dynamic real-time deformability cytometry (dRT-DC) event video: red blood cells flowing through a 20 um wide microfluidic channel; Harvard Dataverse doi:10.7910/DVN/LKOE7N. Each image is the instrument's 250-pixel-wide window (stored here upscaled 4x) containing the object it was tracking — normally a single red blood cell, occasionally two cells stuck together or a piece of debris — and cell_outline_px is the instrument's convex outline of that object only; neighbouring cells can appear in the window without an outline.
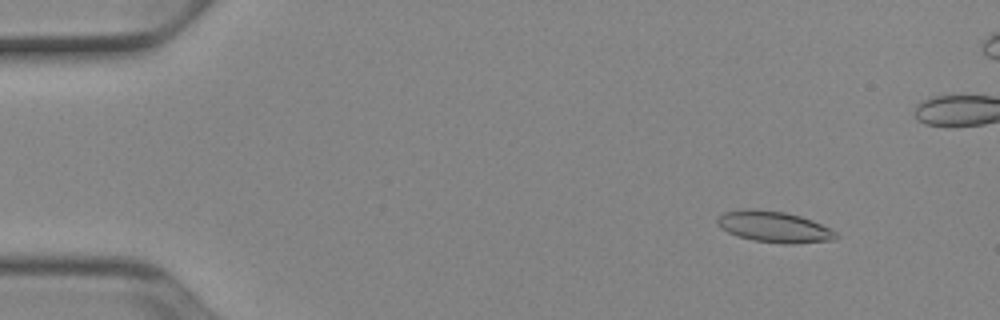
{"species": "Egyptian fruit bat (a non-hibernating species)", "species_latin": "Rousettus aegyptiacus", "temperature_condition": "cold", "stored_images_in_passage": 52, "camera_frame_rate_fps": 3000, "um_per_image_px": 0.085, "animal": {"sex": "female"}, "frame": {"image": 1, "passage_image": 5, "time_ms": 1.333, "image_size_px": [1000, 320], "cell_outline_px": [[840, 236], [836, 240], [792, 244], [784, 244], [752, 240], [736, 236], [720, 228], [716, 220], [724, 212], [744, 208], [784, 212], [800, 216], [812, 220], [836, 232]], "centroid_in_image_um": [65.8, 19.29], "position_along_channel_um": 19.2, "area_um2": 21.56}}
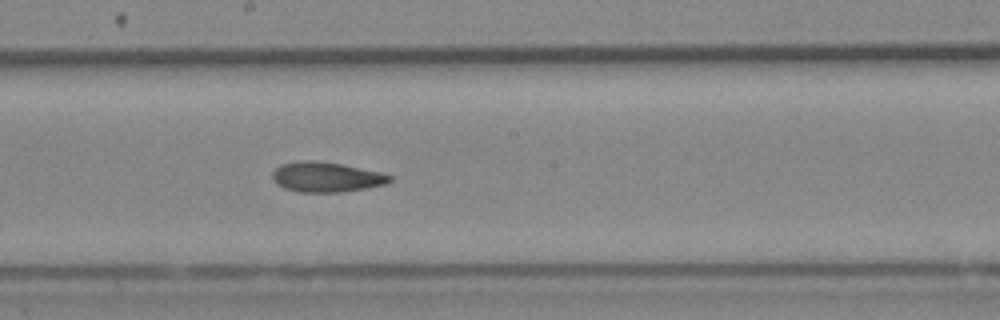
{"frame": {"image": 2, "passage_image": 28, "time_ms": 9.0, "image_size_px": [1000, 320], "cell_outline_px": [[392, 180], [388, 184], [340, 192], [296, 192], [284, 188], [276, 184], [272, 180], [272, 172], [280, 164], [296, 160], [312, 160], [340, 164], [380, 172], [392, 176]], "centroid_in_image_um": [27.68, 15.05], "position_along_channel_um": 220.5, "area_um2": 20.63}}
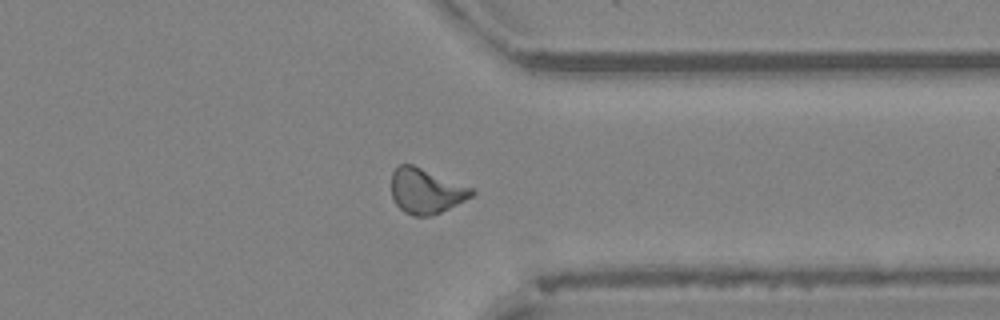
{"frame": {"image": 3, "passage_image": 40, "time_ms": 13.0, "image_size_px": [1000, 320], "cell_outline_px": [[476, 192], [472, 196], [432, 216], [412, 216], [404, 212], [396, 204], [392, 196], [392, 172], [400, 164], [412, 164], [472, 188]], "centroid_in_image_um": [36.18, 16.24], "position_along_channel_um": 375.2, "area_um2": 20.81}, "authors_computed_cell_mechanics": {"area_um2": 20.5768, "velocity_mm_per_s": 3.9204, "shape_relaxation_time_tau1_ms": null, "shape_relaxation_time_tau2_ms": 4.8167, "deformation_change_tau1": null, "deformation_change_tau2": 0.107}}